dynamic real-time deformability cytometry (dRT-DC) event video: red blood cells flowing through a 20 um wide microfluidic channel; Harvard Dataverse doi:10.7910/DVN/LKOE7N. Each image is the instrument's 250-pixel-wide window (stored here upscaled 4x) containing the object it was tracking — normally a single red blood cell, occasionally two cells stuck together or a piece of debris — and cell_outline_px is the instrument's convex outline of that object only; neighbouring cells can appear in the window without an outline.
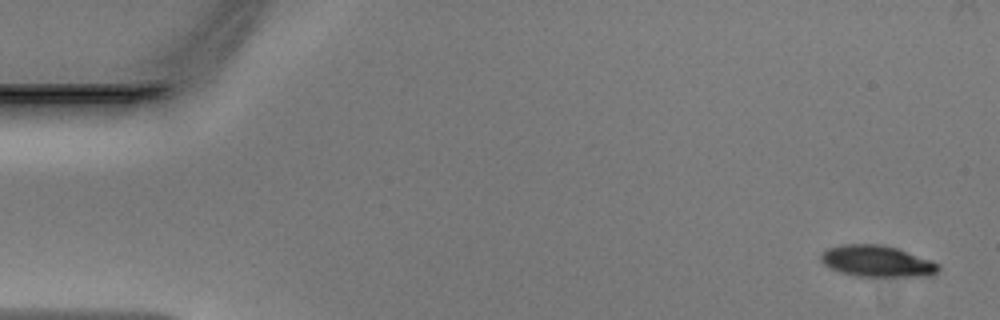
{"species": "Egyptian fruit bat (a non-hibernating species)", "species_latin": "Rousettus aegyptiacus", "temperature_condition": "warm", "stored_images_in_passage": 48, "camera_frame_rate_fps": 3000, "um_per_image_px": 0.085, "animal": {"sex": "male"}, "frame": {"image": 1, "passage_image": 2, "time_ms": 0.333, "image_size_px": [1000, 320], "cell_outline_px": [[940, 268], [936, 272], [928, 276], [856, 276], [832, 268], [824, 264], [820, 260], [820, 256], [828, 248], [840, 244], [884, 244], [932, 260], [940, 264]], "centroid_in_image_um": [74.57, 22.19], "position_along_channel_um": 10.4, "area_um2": 21.33}}
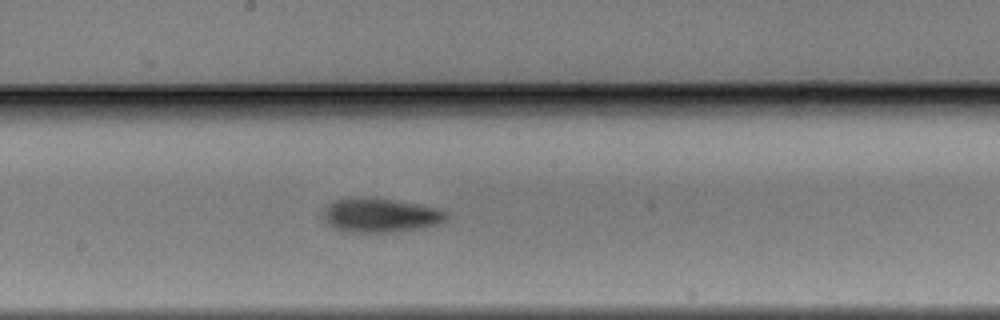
{"frame": {"image": 2, "passage_image": 26, "time_ms": 8.333, "image_size_px": [1000, 320], "cell_outline_px": [[448, 220], [440, 224], [424, 228], [392, 232], [348, 232], [336, 228], [328, 224], [324, 220], [324, 208], [328, 204], [336, 200], [348, 196], [364, 196], [392, 200], [416, 204], [436, 208], [448, 212]], "centroid_in_image_um": [32.34, 18.29], "position_along_channel_um": 215.9, "area_um2": 24.8}}
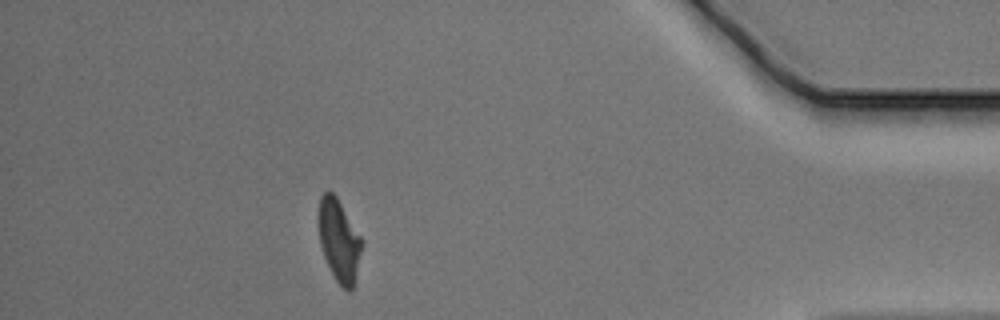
{"frame": {"image": 3, "passage_image": 43, "time_ms": 14.0, "image_size_px": [1000, 320], "cell_outline_px": [[360, 252], [352, 288], [348, 292], [336, 280], [324, 256], [320, 244], [320, 196], [324, 192], [332, 192], [336, 196], [360, 236]], "centroid_in_image_um": [28.8, 20.43], "position_along_channel_um": 406.4, "area_um2": 19.48}}